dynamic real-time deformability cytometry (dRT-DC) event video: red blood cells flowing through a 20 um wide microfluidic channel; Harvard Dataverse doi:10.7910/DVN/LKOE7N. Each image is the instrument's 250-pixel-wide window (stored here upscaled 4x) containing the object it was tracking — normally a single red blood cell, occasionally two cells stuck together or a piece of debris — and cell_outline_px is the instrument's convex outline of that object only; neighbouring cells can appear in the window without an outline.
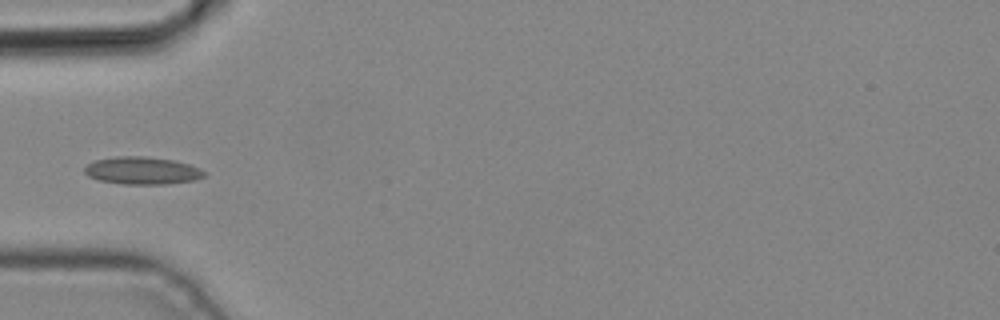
{"species": "common noctule bat (a hibernating species)", "species_latin": "Nyctalus noctula", "temperature_condition": "cold", "stored_images_in_passage": 4, "camera_frame_rate_fps": 3000, "um_per_image_px": 0.085, "animal": {"sex": "male", "body_mass_g": 19.2, "forearm_length_mm": 51.8}, "frame": {"image": 1, "passage_image": 3, "time_ms": 0.667, "image_size_px": [1000, 320], "cell_outline_px": [[208, 172], [204, 176], [196, 180], [168, 184], [124, 184], [100, 180], [88, 176], [84, 172], [84, 168], [88, 164], [96, 160], [116, 156], [144, 156], [172, 160], [188, 164], [200, 168]], "centroid_in_image_um": [12.12, 14.5], "position_along_channel_um": 72.9, "area_um2": 19.19}}
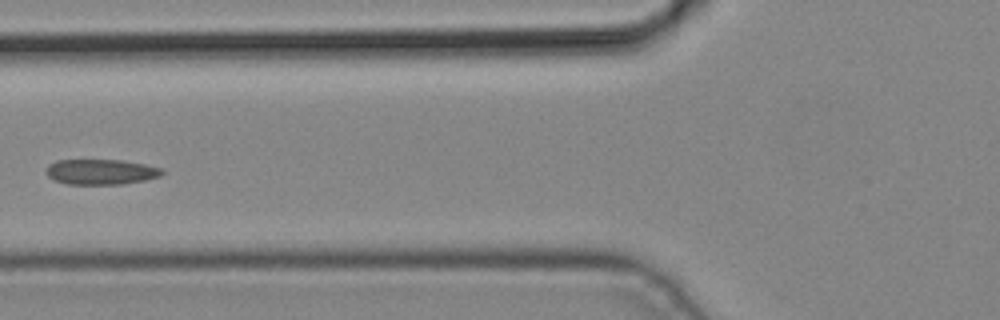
{"frame": {"image": 2, "passage_image": 4, "time_ms": 1.0, "image_size_px": [1000, 320], "cell_outline_px": [[164, 172], [160, 176], [144, 180], [120, 184], [68, 184], [56, 180], [48, 176], [44, 172], [44, 168], [48, 164], [56, 160], [120, 160], [144, 164], [160, 168]], "centroid_in_image_um": [8.52, 14.6], "position_along_channel_um": 117.3, "area_um2": 17.05}}